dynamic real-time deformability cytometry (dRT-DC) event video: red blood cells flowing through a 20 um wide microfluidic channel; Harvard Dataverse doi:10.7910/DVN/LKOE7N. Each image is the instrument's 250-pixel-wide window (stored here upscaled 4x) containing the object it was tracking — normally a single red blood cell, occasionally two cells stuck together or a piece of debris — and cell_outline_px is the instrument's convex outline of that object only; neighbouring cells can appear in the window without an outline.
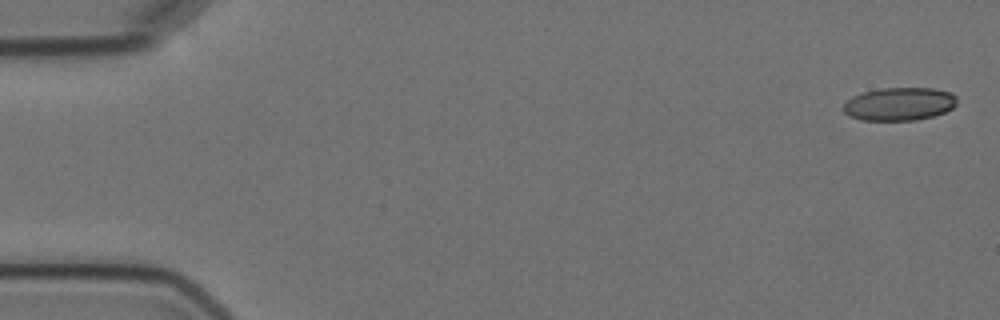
{"species": "Egyptian fruit bat (a non-hibernating species)", "species_latin": "Rousettus aegyptiacus", "temperature_condition": "cold", "stored_images_in_passage": 5, "camera_frame_rate_fps": 3000, "um_per_image_px": 0.085, "animal": {"sex": "female"}, "frame": {"image": 1, "passage_image": 1, "time_ms": 0.0, "image_size_px": [1000, 320], "cell_outline_px": [[956, 104], [952, 108], [944, 112], [932, 116], [916, 120], [860, 120], [848, 116], [840, 108], [852, 96], [864, 92], [880, 88], [932, 88], [952, 92], [956, 96]], "centroid_in_image_um": [76.42, 8.84], "position_along_channel_um": 8.6, "area_um2": 22.02}}
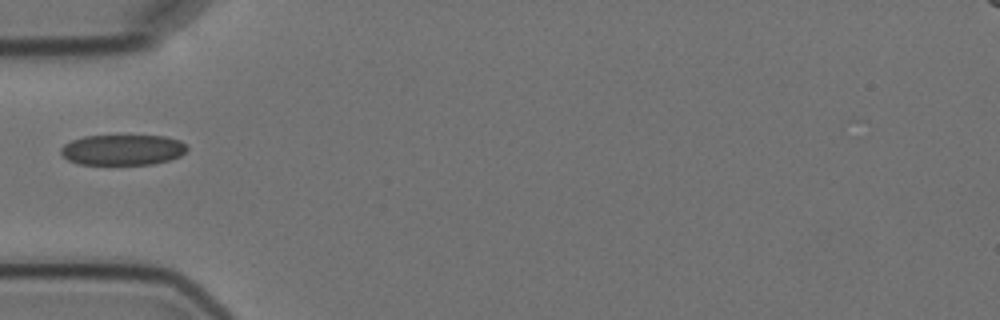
{"frame": {"image": 2, "passage_image": 5, "time_ms": 5.667, "image_size_px": [1000, 320], "cell_outline_px": [[188, 148], [180, 156], [168, 160], [152, 164], [80, 164], [68, 160], [60, 152], [60, 148], [64, 144], [72, 140], [84, 136], [164, 136], [180, 140]], "centroid_in_image_um": [10.41, 12.73], "position_along_channel_um": 74.6, "area_um2": 22.31}}